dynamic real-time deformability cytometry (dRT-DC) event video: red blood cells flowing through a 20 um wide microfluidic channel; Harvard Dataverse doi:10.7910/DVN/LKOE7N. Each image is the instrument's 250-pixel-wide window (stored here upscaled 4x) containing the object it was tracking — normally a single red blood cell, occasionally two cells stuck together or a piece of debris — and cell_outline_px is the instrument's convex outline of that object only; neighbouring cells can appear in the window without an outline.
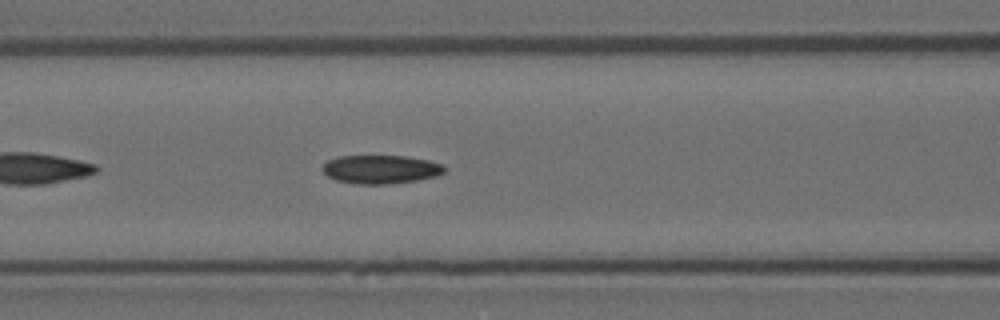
{"species": "Egyptian fruit bat (a non-hibernating species)", "species_latin": "Rousettus aegyptiacus", "temperature_condition": "room temperature", "stored_images_in_passage": 42, "camera_frame_rate_fps": 3000, "um_per_image_px": 0.085, "animal": {"sex": "female"}, "frame": {"image": 1, "passage_image": 9, "time_ms": 2.667, "image_size_px": [1000, 320], "cell_outline_px": [[444, 172], [436, 176], [416, 180], [392, 184], [356, 184], [336, 180], [328, 176], [324, 172], [324, 164], [328, 160], [340, 156], [404, 156], [428, 160], [444, 164]], "centroid_in_image_um": [32.38, 14.4], "position_along_channel_um": 134.2, "area_um2": 20.17}}
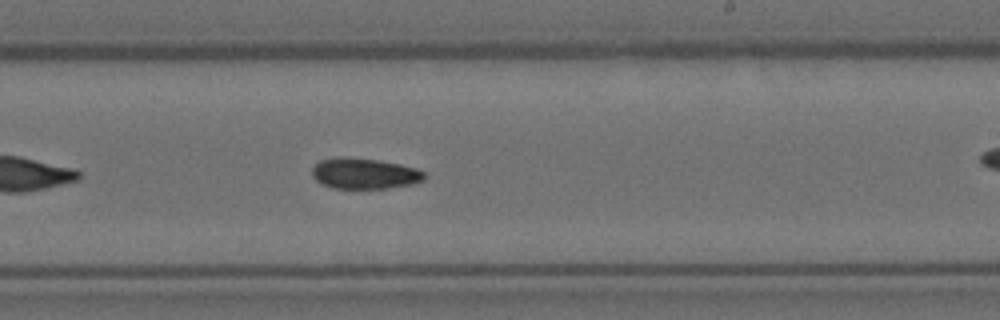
{"frame": {"image": 2, "passage_image": 19, "time_ms": 6.0, "image_size_px": [1000, 320], "cell_outline_px": [[428, 176], [424, 180], [412, 184], [388, 188], [332, 188], [320, 184], [312, 176], [312, 168], [320, 160], [376, 160], [400, 164], [416, 168], [424, 172]], "centroid_in_image_um": [31.04, 14.8], "position_along_channel_um": 258.0, "area_um2": 19.42}}
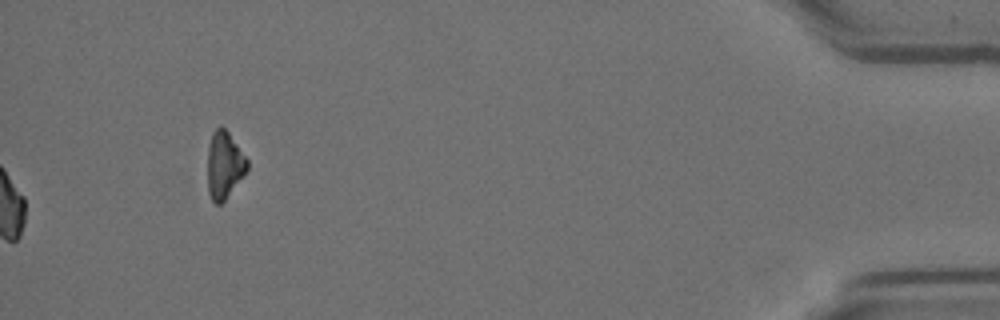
{"frame": {"image": 3, "passage_image": 42, "time_ms": 13.667, "image_size_px": [1000, 320], "cell_outline_px": [[248, 168], [224, 200], [220, 204], [216, 204], [212, 200], [208, 192], [208, 148], [212, 132], [216, 128], [224, 128], [228, 132], [248, 160]], "centroid_in_image_um": [19.05, 14.02], "position_along_channel_um": 416.2, "area_um2": 15.09}, "authors_computed_cell_mechanics": {"area_um2": 19.8543, "velocity_mm_per_s": 3.7301, "shape_relaxation_time_tau1_ms": 10.3872, "shape_relaxation_time_tau2_ms": null, "deformation_change_tau1": 0.1465, "deformation_change_tau2": null}}